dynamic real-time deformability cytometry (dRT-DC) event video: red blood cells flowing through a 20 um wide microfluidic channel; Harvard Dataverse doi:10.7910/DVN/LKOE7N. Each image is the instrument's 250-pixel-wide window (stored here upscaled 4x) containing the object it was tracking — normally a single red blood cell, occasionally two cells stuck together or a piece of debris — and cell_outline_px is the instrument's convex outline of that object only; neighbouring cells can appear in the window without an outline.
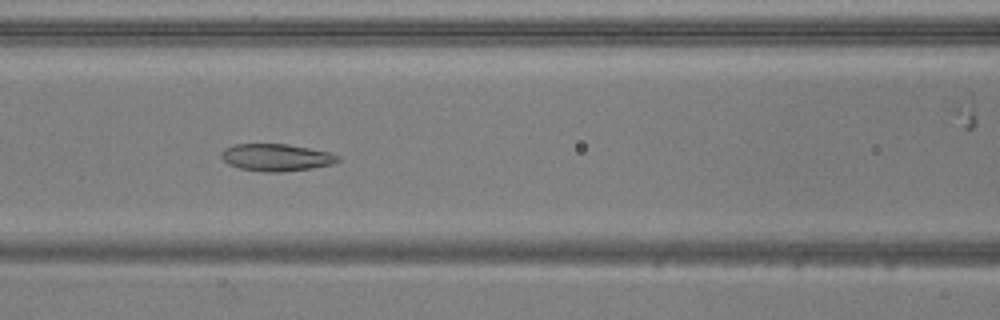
{"species": "common noctule bat (a hibernating species)", "species_latin": "Nyctalus noctula", "temperature_condition": "warm", "stored_images_in_passage": 47, "camera_frame_rate_fps": 3000, "um_per_image_px": 0.085, "animal": {"sex": "male", "body_mass_g": 20.5, "forearm_length_mm": 52.5}, "frame": {"image": 1, "passage_image": 16, "time_ms": 5.0, "image_size_px": [1000, 320], "cell_outline_px": [[340, 160], [332, 164], [312, 168], [280, 172], [264, 172], [240, 168], [228, 164], [220, 156], [220, 152], [224, 148], [232, 144], [288, 144], [332, 152], [340, 156]], "centroid_in_image_um": [23.49, 13.37], "position_along_channel_um": 143.1, "area_um2": 18.67}}
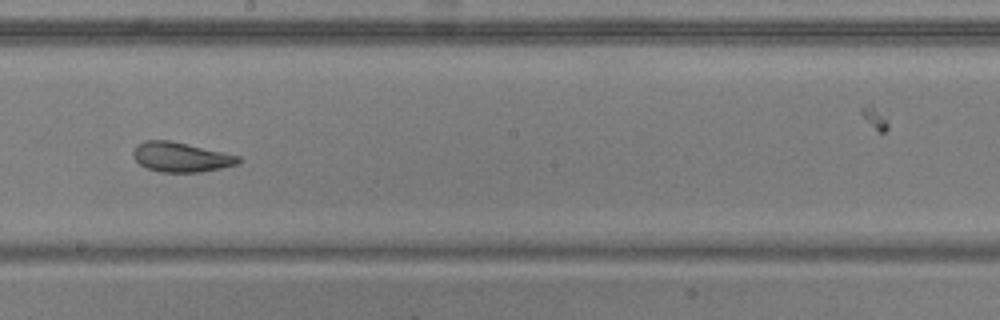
{"frame": {"image": 2, "passage_image": 23, "time_ms": 7.333, "image_size_px": [1000, 320], "cell_outline_px": [[244, 160], [240, 164], [200, 172], [160, 172], [148, 168], [140, 164], [132, 156], [132, 152], [136, 144], [144, 140], [168, 140], [240, 156]], "centroid_in_image_um": [15.38, 13.35], "position_along_channel_um": 232.8, "area_um2": 18.21}}
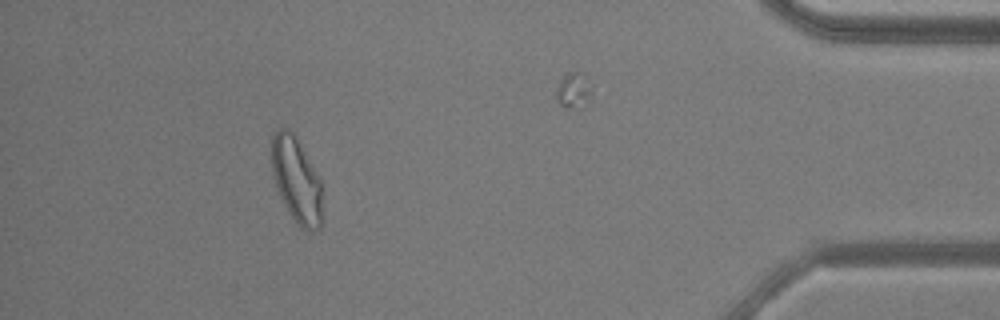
{"frame": {"image": 3, "passage_image": 41, "time_ms": 13.333, "image_size_px": [1000, 320], "cell_outline_px": [[320, 228], [312, 232], [308, 232], [300, 228], [296, 224], [288, 212], [280, 196], [272, 172], [272, 136], [276, 128], [288, 128], [292, 132], [320, 176]], "centroid_in_image_um": [25.18, 15.31], "position_along_channel_um": 410.0, "area_um2": 25.03}, "authors_computed_cell_mechanics": {"area_um2": 21.2704, "velocity_mm_per_s": 3.847, "shape_relaxation_time_tau1_ms": 11.0529, "shape_relaxation_time_tau2_ms": 2.2159, "deformation_change_tau1": 0.2142, "deformation_change_tau2": 0.0933}}